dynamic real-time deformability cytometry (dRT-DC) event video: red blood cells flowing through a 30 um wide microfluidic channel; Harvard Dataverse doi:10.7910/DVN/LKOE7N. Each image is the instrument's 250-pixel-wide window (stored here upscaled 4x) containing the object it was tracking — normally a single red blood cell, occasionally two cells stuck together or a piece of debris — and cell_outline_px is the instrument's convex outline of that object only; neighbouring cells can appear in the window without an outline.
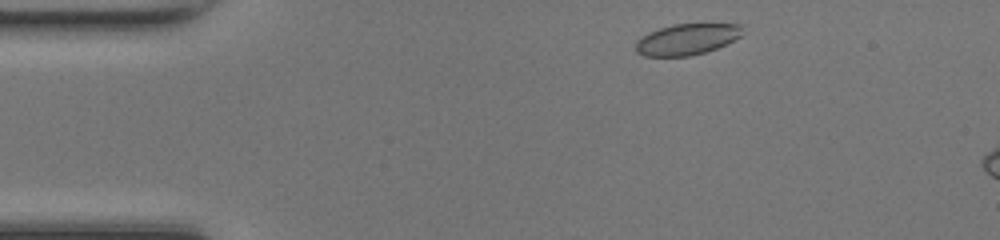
{"species": "common noctule bat (a hibernating species)", "species_latin": "Nyctalus noctula", "temperature_condition": "room temperature", "stored_images_in_passage": 44, "segment_of_instrument_passage": [1, 2], "camera_frame_rate_fps": 3000, "um_per_image_px": 0.085, "animal": {"sex": "female", "body_mass_g": 17.0, "forearm_length_mm": 48.0}, "frame": {"image": 1, "passage_image": 2, "time_ms": 0.333, "image_size_px": [1000, 240], "cell_outline_px": [[740, 36], [716, 48], [704, 52], [688, 56], [644, 56], [636, 52], [636, 40], [648, 32], [672, 24], [740, 24]], "centroid_in_image_um": [58.31, 3.34], "position_along_channel_um": 26.7, "area_um2": 19.02}}
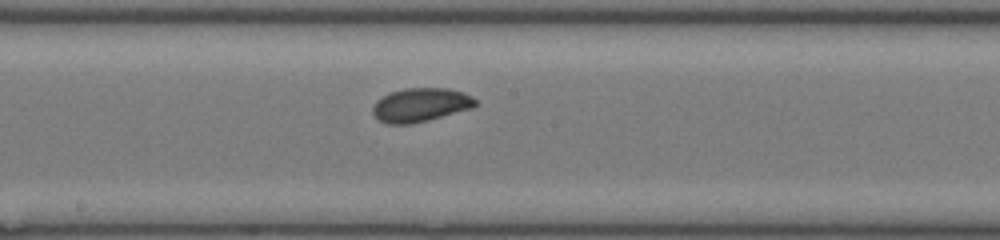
{"frame": {"image": 2, "passage_image": 20, "time_ms": 6.333, "image_size_px": [1000, 240], "cell_outline_px": [[476, 104], [472, 108], [428, 120], [412, 124], [388, 124], [380, 120], [372, 112], [372, 108], [376, 100], [392, 92], [404, 88], [448, 88], [464, 92], [472, 96], [476, 100]], "centroid_in_image_um": [35.76, 8.91], "position_along_channel_um": 212.4, "area_um2": 20.11}}
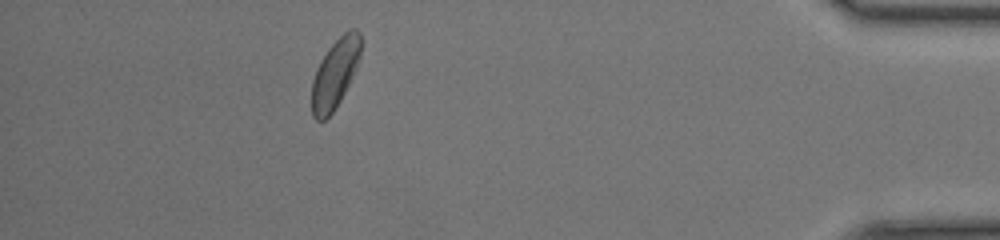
{"frame": {"image": 3, "passage_image": 38, "time_ms": 12.333, "image_size_px": [1000, 240], "cell_outline_px": [[364, 40], [360, 56], [356, 68], [340, 100], [332, 112], [324, 120], [316, 120], [312, 116], [312, 80], [316, 68], [320, 60], [328, 48], [348, 28], [356, 28], [360, 32]], "centroid_in_image_um": [28.5, 6.18], "position_along_channel_um": 406.7, "area_um2": 19.94}}